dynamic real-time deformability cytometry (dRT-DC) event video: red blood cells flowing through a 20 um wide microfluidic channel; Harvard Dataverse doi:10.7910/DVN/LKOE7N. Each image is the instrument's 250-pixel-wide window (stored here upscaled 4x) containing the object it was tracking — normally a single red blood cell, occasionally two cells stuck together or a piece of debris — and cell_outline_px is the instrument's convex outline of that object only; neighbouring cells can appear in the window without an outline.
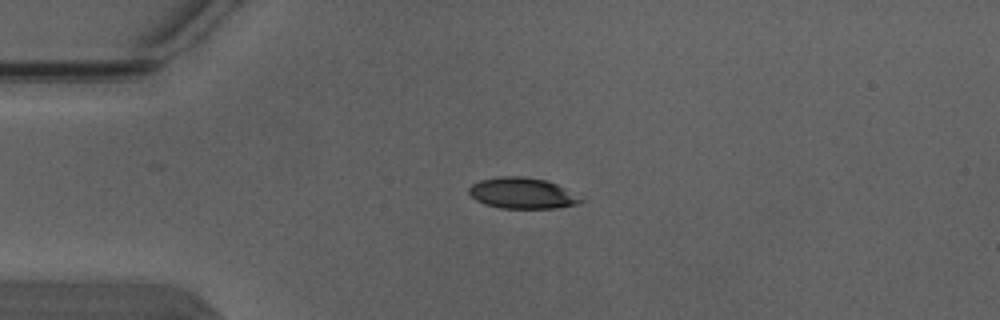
{"species": "Egyptian fruit bat (a non-hibernating species)", "species_latin": "Rousettus aegyptiacus", "temperature_condition": "warm", "stored_images_in_passage": 5, "camera_frame_rate_fps": 3000, "um_per_image_px": 0.085, "animal": {"sex": "male"}, "frame": {"image": 1, "passage_image": 3, "time_ms": 0.667, "image_size_px": [1000, 320], "cell_outline_px": [[584, 200], [576, 204], [556, 208], [500, 208], [484, 204], [476, 200], [468, 192], [468, 188], [472, 184], [480, 180], [500, 176], [524, 176], [544, 180], [556, 184]], "centroid_in_image_um": [44.33, 16.42], "position_along_channel_um": 40.7, "area_um2": 19.94}}
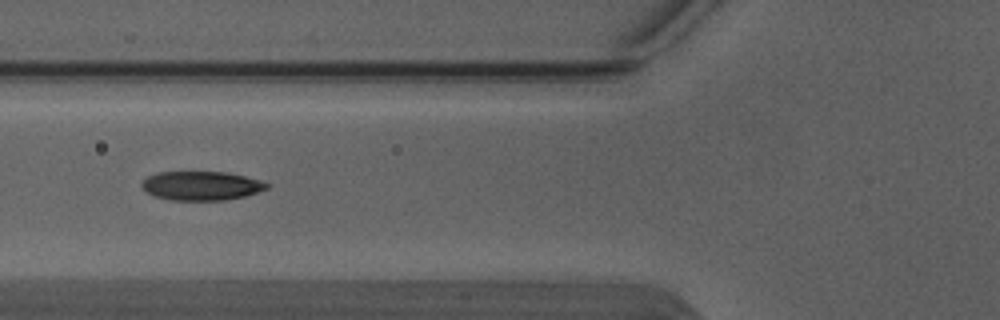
{"frame": {"image": 2, "passage_image": 5, "time_ms": 1.333, "image_size_px": [1000, 320], "cell_outline_px": [[268, 188], [244, 196], [224, 200], [172, 200], [152, 196], [140, 184], [148, 176], [156, 172], [228, 172], [260, 180], [268, 184]], "centroid_in_image_um": [17.09, 15.78], "position_along_channel_um": 108.7, "area_um2": 20.98}}